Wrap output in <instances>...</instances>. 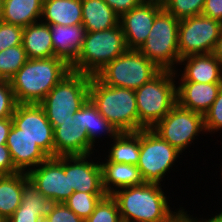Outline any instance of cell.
<instances>
[{"instance_id": "1", "label": "cell", "mask_w": 222, "mask_h": 222, "mask_svg": "<svg viewBox=\"0 0 222 222\" xmlns=\"http://www.w3.org/2000/svg\"><path fill=\"white\" fill-rule=\"evenodd\" d=\"M70 72L71 67L58 57L28 59L9 80L16 102L39 104Z\"/></svg>"}, {"instance_id": "2", "label": "cell", "mask_w": 222, "mask_h": 222, "mask_svg": "<svg viewBox=\"0 0 222 222\" xmlns=\"http://www.w3.org/2000/svg\"><path fill=\"white\" fill-rule=\"evenodd\" d=\"M160 184L144 183L115 191L122 222H164L173 212ZM172 210V211H171Z\"/></svg>"}, {"instance_id": "3", "label": "cell", "mask_w": 222, "mask_h": 222, "mask_svg": "<svg viewBox=\"0 0 222 222\" xmlns=\"http://www.w3.org/2000/svg\"><path fill=\"white\" fill-rule=\"evenodd\" d=\"M89 99L118 133L139 131V115L133 89L108 86L96 76H91Z\"/></svg>"}, {"instance_id": "4", "label": "cell", "mask_w": 222, "mask_h": 222, "mask_svg": "<svg viewBox=\"0 0 222 222\" xmlns=\"http://www.w3.org/2000/svg\"><path fill=\"white\" fill-rule=\"evenodd\" d=\"M175 71L161 70L135 91L139 130L153 128L177 104Z\"/></svg>"}, {"instance_id": "5", "label": "cell", "mask_w": 222, "mask_h": 222, "mask_svg": "<svg viewBox=\"0 0 222 222\" xmlns=\"http://www.w3.org/2000/svg\"><path fill=\"white\" fill-rule=\"evenodd\" d=\"M127 50L120 25L103 31L86 32L81 51L71 71L95 76Z\"/></svg>"}, {"instance_id": "6", "label": "cell", "mask_w": 222, "mask_h": 222, "mask_svg": "<svg viewBox=\"0 0 222 222\" xmlns=\"http://www.w3.org/2000/svg\"><path fill=\"white\" fill-rule=\"evenodd\" d=\"M90 79V75L71 71L39 103L54 129L89 99Z\"/></svg>"}, {"instance_id": "7", "label": "cell", "mask_w": 222, "mask_h": 222, "mask_svg": "<svg viewBox=\"0 0 222 222\" xmlns=\"http://www.w3.org/2000/svg\"><path fill=\"white\" fill-rule=\"evenodd\" d=\"M179 22V19L163 8L156 15L146 41L138 49L161 70L176 71L179 65Z\"/></svg>"}, {"instance_id": "8", "label": "cell", "mask_w": 222, "mask_h": 222, "mask_svg": "<svg viewBox=\"0 0 222 222\" xmlns=\"http://www.w3.org/2000/svg\"><path fill=\"white\" fill-rule=\"evenodd\" d=\"M161 71L137 49H127L95 76L108 86L136 90Z\"/></svg>"}, {"instance_id": "9", "label": "cell", "mask_w": 222, "mask_h": 222, "mask_svg": "<svg viewBox=\"0 0 222 222\" xmlns=\"http://www.w3.org/2000/svg\"><path fill=\"white\" fill-rule=\"evenodd\" d=\"M183 155L152 129L140 130V156L137 164L145 183L160 184ZM171 169V170H170Z\"/></svg>"}, {"instance_id": "10", "label": "cell", "mask_w": 222, "mask_h": 222, "mask_svg": "<svg viewBox=\"0 0 222 222\" xmlns=\"http://www.w3.org/2000/svg\"><path fill=\"white\" fill-rule=\"evenodd\" d=\"M151 129L181 153L194 143L199 134L206 132L204 115L178 104Z\"/></svg>"}, {"instance_id": "11", "label": "cell", "mask_w": 222, "mask_h": 222, "mask_svg": "<svg viewBox=\"0 0 222 222\" xmlns=\"http://www.w3.org/2000/svg\"><path fill=\"white\" fill-rule=\"evenodd\" d=\"M222 30V22L203 14L180 19L178 48L180 59L212 53Z\"/></svg>"}, {"instance_id": "12", "label": "cell", "mask_w": 222, "mask_h": 222, "mask_svg": "<svg viewBox=\"0 0 222 222\" xmlns=\"http://www.w3.org/2000/svg\"><path fill=\"white\" fill-rule=\"evenodd\" d=\"M27 175L37 190L57 203H64L74 192L69 190V155L49 157Z\"/></svg>"}, {"instance_id": "13", "label": "cell", "mask_w": 222, "mask_h": 222, "mask_svg": "<svg viewBox=\"0 0 222 222\" xmlns=\"http://www.w3.org/2000/svg\"><path fill=\"white\" fill-rule=\"evenodd\" d=\"M12 120L49 157H54V128L40 104L17 103Z\"/></svg>"}, {"instance_id": "14", "label": "cell", "mask_w": 222, "mask_h": 222, "mask_svg": "<svg viewBox=\"0 0 222 222\" xmlns=\"http://www.w3.org/2000/svg\"><path fill=\"white\" fill-rule=\"evenodd\" d=\"M163 9V4L143 1L120 17L127 49H139L146 41L156 15Z\"/></svg>"}, {"instance_id": "15", "label": "cell", "mask_w": 222, "mask_h": 222, "mask_svg": "<svg viewBox=\"0 0 222 222\" xmlns=\"http://www.w3.org/2000/svg\"><path fill=\"white\" fill-rule=\"evenodd\" d=\"M91 155H69V190L106 194L100 161L98 163V160L94 162L89 159Z\"/></svg>"}, {"instance_id": "16", "label": "cell", "mask_w": 222, "mask_h": 222, "mask_svg": "<svg viewBox=\"0 0 222 222\" xmlns=\"http://www.w3.org/2000/svg\"><path fill=\"white\" fill-rule=\"evenodd\" d=\"M86 131L78 123V111L54 129V157L95 153Z\"/></svg>"}, {"instance_id": "17", "label": "cell", "mask_w": 222, "mask_h": 222, "mask_svg": "<svg viewBox=\"0 0 222 222\" xmlns=\"http://www.w3.org/2000/svg\"><path fill=\"white\" fill-rule=\"evenodd\" d=\"M6 146L18 172L28 173L49 158L36 142L14 124L7 137Z\"/></svg>"}, {"instance_id": "18", "label": "cell", "mask_w": 222, "mask_h": 222, "mask_svg": "<svg viewBox=\"0 0 222 222\" xmlns=\"http://www.w3.org/2000/svg\"><path fill=\"white\" fill-rule=\"evenodd\" d=\"M179 65H185L181 75L175 71L180 82L222 83V63L212 53L183 57Z\"/></svg>"}, {"instance_id": "19", "label": "cell", "mask_w": 222, "mask_h": 222, "mask_svg": "<svg viewBox=\"0 0 222 222\" xmlns=\"http://www.w3.org/2000/svg\"><path fill=\"white\" fill-rule=\"evenodd\" d=\"M177 104L204 115L217 98L222 83L176 82Z\"/></svg>"}, {"instance_id": "20", "label": "cell", "mask_w": 222, "mask_h": 222, "mask_svg": "<svg viewBox=\"0 0 222 222\" xmlns=\"http://www.w3.org/2000/svg\"><path fill=\"white\" fill-rule=\"evenodd\" d=\"M56 205L55 200L44 196L28 180L23 186L20 206L7 222H39L41 218L47 217Z\"/></svg>"}, {"instance_id": "21", "label": "cell", "mask_w": 222, "mask_h": 222, "mask_svg": "<svg viewBox=\"0 0 222 222\" xmlns=\"http://www.w3.org/2000/svg\"><path fill=\"white\" fill-rule=\"evenodd\" d=\"M53 43L54 57L64 60L71 66L81 51L86 35L82 24L77 25H49Z\"/></svg>"}, {"instance_id": "22", "label": "cell", "mask_w": 222, "mask_h": 222, "mask_svg": "<svg viewBox=\"0 0 222 222\" xmlns=\"http://www.w3.org/2000/svg\"><path fill=\"white\" fill-rule=\"evenodd\" d=\"M102 167L103 188L107 195L113 194L115 191L132 186L144 184L137 165L100 162Z\"/></svg>"}, {"instance_id": "23", "label": "cell", "mask_w": 222, "mask_h": 222, "mask_svg": "<svg viewBox=\"0 0 222 222\" xmlns=\"http://www.w3.org/2000/svg\"><path fill=\"white\" fill-rule=\"evenodd\" d=\"M40 21L48 25L82 24L81 0H43Z\"/></svg>"}, {"instance_id": "24", "label": "cell", "mask_w": 222, "mask_h": 222, "mask_svg": "<svg viewBox=\"0 0 222 222\" xmlns=\"http://www.w3.org/2000/svg\"><path fill=\"white\" fill-rule=\"evenodd\" d=\"M22 45L28 59L54 57L50 26L41 21L23 28Z\"/></svg>"}, {"instance_id": "25", "label": "cell", "mask_w": 222, "mask_h": 222, "mask_svg": "<svg viewBox=\"0 0 222 222\" xmlns=\"http://www.w3.org/2000/svg\"><path fill=\"white\" fill-rule=\"evenodd\" d=\"M82 25L86 32L103 31L118 26L120 17L104 0H81Z\"/></svg>"}, {"instance_id": "26", "label": "cell", "mask_w": 222, "mask_h": 222, "mask_svg": "<svg viewBox=\"0 0 222 222\" xmlns=\"http://www.w3.org/2000/svg\"><path fill=\"white\" fill-rule=\"evenodd\" d=\"M43 0H3L2 22L27 27L41 20Z\"/></svg>"}, {"instance_id": "27", "label": "cell", "mask_w": 222, "mask_h": 222, "mask_svg": "<svg viewBox=\"0 0 222 222\" xmlns=\"http://www.w3.org/2000/svg\"><path fill=\"white\" fill-rule=\"evenodd\" d=\"M27 173L0 175V217L10 218L22 201L24 184L28 181Z\"/></svg>"}, {"instance_id": "28", "label": "cell", "mask_w": 222, "mask_h": 222, "mask_svg": "<svg viewBox=\"0 0 222 222\" xmlns=\"http://www.w3.org/2000/svg\"><path fill=\"white\" fill-rule=\"evenodd\" d=\"M78 123L86 131L89 141L94 146L98 141L96 138H101L103 133V136H108L111 140L118 134V131L98 112L90 99L78 110Z\"/></svg>"}, {"instance_id": "29", "label": "cell", "mask_w": 222, "mask_h": 222, "mask_svg": "<svg viewBox=\"0 0 222 222\" xmlns=\"http://www.w3.org/2000/svg\"><path fill=\"white\" fill-rule=\"evenodd\" d=\"M113 143L104 162L137 165L140 156V130L120 132L113 138Z\"/></svg>"}, {"instance_id": "30", "label": "cell", "mask_w": 222, "mask_h": 222, "mask_svg": "<svg viewBox=\"0 0 222 222\" xmlns=\"http://www.w3.org/2000/svg\"><path fill=\"white\" fill-rule=\"evenodd\" d=\"M28 57L23 45L0 51V76L9 81L27 62Z\"/></svg>"}, {"instance_id": "31", "label": "cell", "mask_w": 222, "mask_h": 222, "mask_svg": "<svg viewBox=\"0 0 222 222\" xmlns=\"http://www.w3.org/2000/svg\"><path fill=\"white\" fill-rule=\"evenodd\" d=\"M106 195L74 191L64 203L78 217L86 220L93 213L100 200Z\"/></svg>"}, {"instance_id": "32", "label": "cell", "mask_w": 222, "mask_h": 222, "mask_svg": "<svg viewBox=\"0 0 222 222\" xmlns=\"http://www.w3.org/2000/svg\"><path fill=\"white\" fill-rule=\"evenodd\" d=\"M205 0H166L163 8L177 19H184L202 14Z\"/></svg>"}, {"instance_id": "33", "label": "cell", "mask_w": 222, "mask_h": 222, "mask_svg": "<svg viewBox=\"0 0 222 222\" xmlns=\"http://www.w3.org/2000/svg\"><path fill=\"white\" fill-rule=\"evenodd\" d=\"M84 222H122L115 199L111 195L103 197Z\"/></svg>"}, {"instance_id": "34", "label": "cell", "mask_w": 222, "mask_h": 222, "mask_svg": "<svg viewBox=\"0 0 222 222\" xmlns=\"http://www.w3.org/2000/svg\"><path fill=\"white\" fill-rule=\"evenodd\" d=\"M204 126L206 134H214L222 129V88L210 109L204 114Z\"/></svg>"}, {"instance_id": "35", "label": "cell", "mask_w": 222, "mask_h": 222, "mask_svg": "<svg viewBox=\"0 0 222 222\" xmlns=\"http://www.w3.org/2000/svg\"><path fill=\"white\" fill-rule=\"evenodd\" d=\"M23 27L0 22V51L22 44Z\"/></svg>"}, {"instance_id": "36", "label": "cell", "mask_w": 222, "mask_h": 222, "mask_svg": "<svg viewBox=\"0 0 222 222\" xmlns=\"http://www.w3.org/2000/svg\"><path fill=\"white\" fill-rule=\"evenodd\" d=\"M16 105L10 81L4 80L0 83V119L12 118Z\"/></svg>"}, {"instance_id": "37", "label": "cell", "mask_w": 222, "mask_h": 222, "mask_svg": "<svg viewBox=\"0 0 222 222\" xmlns=\"http://www.w3.org/2000/svg\"><path fill=\"white\" fill-rule=\"evenodd\" d=\"M50 222H84L65 203H57L54 210L47 216Z\"/></svg>"}, {"instance_id": "38", "label": "cell", "mask_w": 222, "mask_h": 222, "mask_svg": "<svg viewBox=\"0 0 222 222\" xmlns=\"http://www.w3.org/2000/svg\"><path fill=\"white\" fill-rule=\"evenodd\" d=\"M18 173L12 161L10 151L6 144L0 145V175H12Z\"/></svg>"}, {"instance_id": "39", "label": "cell", "mask_w": 222, "mask_h": 222, "mask_svg": "<svg viewBox=\"0 0 222 222\" xmlns=\"http://www.w3.org/2000/svg\"><path fill=\"white\" fill-rule=\"evenodd\" d=\"M121 17L132 8L139 6L143 0H104Z\"/></svg>"}, {"instance_id": "40", "label": "cell", "mask_w": 222, "mask_h": 222, "mask_svg": "<svg viewBox=\"0 0 222 222\" xmlns=\"http://www.w3.org/2000/svg\"><path fill=\"white\" fill-rule=\"evenodd\" d=\"M202 14L222 22V0H205Z\"/></svg>"}, {"instance_id": "41", "label": "cell", "mask_w": 222, "mask_h": 222, "mask_svg": "<svg viewBox=\"0 0 222 222\" xmlns=\"http://www.w3.org/2000/svg\"><path fill=\"white\" fill-rule=\"evenodd\" d=\"M179 209V210H178ZM175 213L164 222H196V218L188 214L183 207L178 208Z\"/></svg>"}, {"instance_id": "42", "label": "cell", "mask_w": 222, "mask_h": 222, "mask_svg": "<svg viewBox=\"0 0 222 222\" xmlns=\"http://www.w3.org/2000/svg\"><path fill=\"white\" fill-rule=\"evenodd\" d=\"M13 120L12 118L0 119V145L6 144L7 137L12 128Z\"/></svg>"}, {"instance_id": "43", "label": "cell", "mask_w": 222, "mask_h": 222, "mask_svg": "<svg viewBox=\"0 0 222 222\" xmlns=\"http://www.w3.org/2000/svg\"><path fill=\"white\" fill-rule=\"evenodd\" d=\"M212 54L222 63V30L220 32L219 38L217 39Z\"/></svg>"}, {"instance_id": "44", "label": "cell", "mask_w": 222, "mask_h": 222, "mask_svg": "<svg viewBox=\"0 0 222 222\" xmlns=\"http://www.w3.org/2000/svg\"><path fill=\"white\" fill-rule=\"evenodd\" d=\"M196 222H222V213L220 212L219 214L216 213V215L212 216L211 218L208 219H201V218H197Z\"/></svg>"}, {"instance_id": "45", "label": "cell", "mask_w": 222, "mask_h": 222, "mask_svg": "<svg viewBox=\"0 0 222 222\" xmlns=\"http://www.w3.org/2000/svg\"><path fill=\"white\" fill-rule=\"evenodd\" d=\"M3 17V0H0V22L2 21Z\"/></svg>"}, {"instance_id": "46", "label": "cell", "mask_w": 222, "mask_h": 222, "mask_svg": "<svg viewBox=\"0 0 222 222\" xmlns=\"http://www.w3.org/2000/svg\"><path fill=\"white\" fill-rule=\"evenodd\" d=\"M143 1H147V2H157V3L163 4L166 0H143Z\"/></svg>"}, {"instance_id": "47", "label": "cell", "mask_w": 222, "mask_h": 222, "mask_svg": "<svg viewBox=\"0 0 222 222\" xmlns=\"http://www.w3.org/2000/svg\"><path fill=\"white\" fill-rule=\"evenodd\" d=\"M39 222H50V221L47 217H45V218H41Z\"/></svg>"}, {"instance_id": "48", "label": "cell", "mask_w": 222, "mask_h": 222, "mask_svg": "<svg viewBox=\"0 0 222 222\" xmlns=\"http://www.w3.org/2000/svg\"><path fill=\"white\" fill-rule=\"evenodd\" d=\"M4 80L2 79V77L0 76V83H2Z\"/></svg>"}]
</instances>
